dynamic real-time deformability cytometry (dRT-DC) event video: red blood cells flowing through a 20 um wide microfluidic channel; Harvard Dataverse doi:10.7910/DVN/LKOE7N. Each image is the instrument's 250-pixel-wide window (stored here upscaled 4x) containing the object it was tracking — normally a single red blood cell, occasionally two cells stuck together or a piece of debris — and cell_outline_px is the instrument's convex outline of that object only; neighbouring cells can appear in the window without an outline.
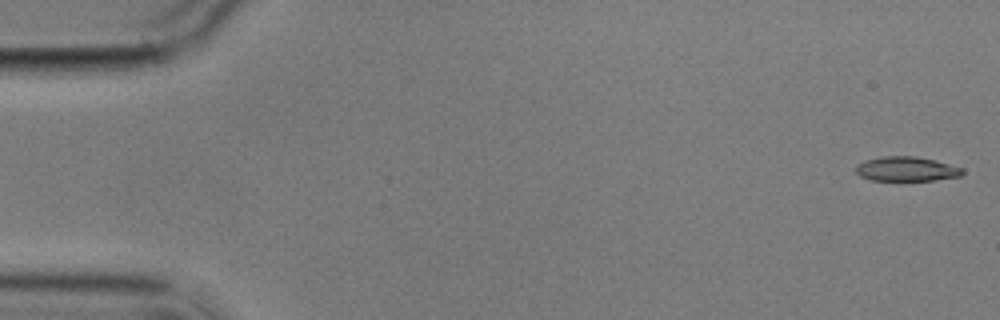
{"species": "common noctule bat (a hibernating species)", "species_latin": "Nyctalus noctula", "temperature_condition": "cold", "stored_images_in_passage": 5, "camera_frame_rate_fps": 3000, "um_per_image_px": 0.085, "animal": {"sex": "male", "body_mass_g": 17.9}, "frame": {"image": 1, "passage_image": 1, "time_ms": 0.0, "image_size_px": [1000, 320], "cell_outline_px": [[964, 172], [960, 176], [932, 180], [872, 180], [860, 176], [856, 172], [856, 164], [864, 160], [880, 156], [916, 156], [964, 168]], "centroid_in_image_um": [77.01, 14.35], "position_along_channel_um": 8.0, "area_um2": 15.14}}
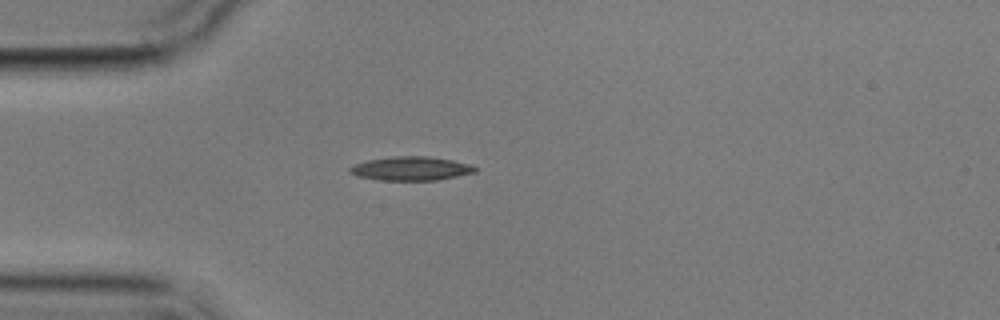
{"frame": {"image": 2, "passage_image": 4, "time_ms": 4.667, "image_size_px": [1000, 320], "cell_outline_px": [[476, 172], [436, 180], [380, 180], [356, 176], [348, 172], [348, 168], [352, 164], [368, 160], [392, 156], [428, 156], [452, 160], [468, 164], [476, 168]], "centroid_in_image_um": [34.86, 14.32], "position_along_channel_um": 50.1, "area_um2": 17.4}}